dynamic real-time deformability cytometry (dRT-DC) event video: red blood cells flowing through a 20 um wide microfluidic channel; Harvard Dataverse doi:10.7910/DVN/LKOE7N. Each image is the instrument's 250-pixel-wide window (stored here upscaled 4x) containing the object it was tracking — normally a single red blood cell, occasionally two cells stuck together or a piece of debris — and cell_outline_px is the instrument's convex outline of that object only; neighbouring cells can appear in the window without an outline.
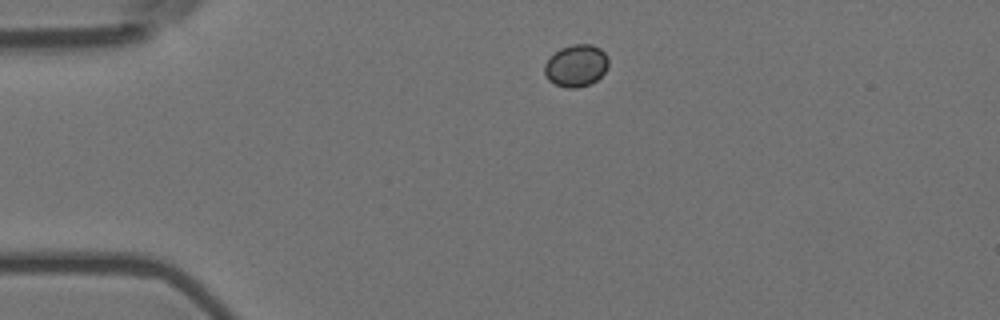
{"species": "Egyptian fruit bat (a non-hibernating species)", "species_latin": "Rousettus aegyptiacus", "temperature_condition": "room temperature", "stored_images_in_passage": 4, "camera_frame_rate_fps": 3000, "um_per_image_px": 0.085, "animal": {"sex": "female"}, "frame": {"image": 1, "passage_image": 1, "time_ms": 0.0, "image_size_px": [1000, 320], "cell_outline_px": [[608, 68], [596, 80], [588, 84], [576, 88], [564, 88], [548, 80], [544, 72], [544, 64], [560, 48], [572, 44], [592, 44], [600, 48], [608, 56]], "centroid_in_image_um": [48.98, 5.57], "position_along_channel_um": 36.0, "area_um2": 15.66}}
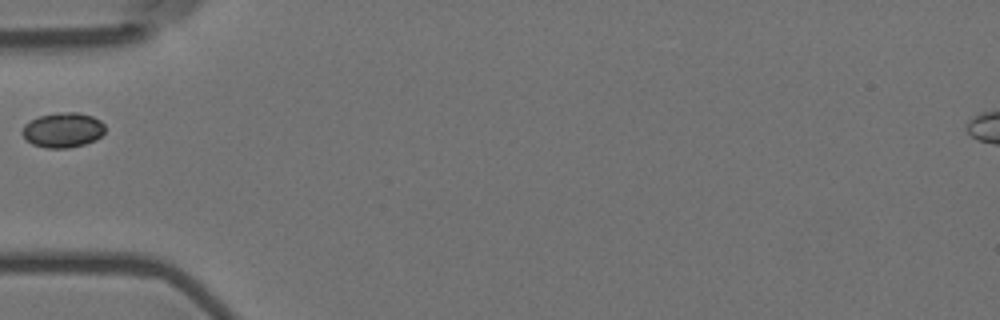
{"frame": {"image": 2, "passage_image": 3, "time_ms": 0.667, "image_size_px": [1000, 320], "cell_outline_px": [[104, 132], [96, 140], [84, 144], [68, 148], [44, 148], [32, 144], [20, 132], [24, 124], [40, 116], [56, 112], [76, 112], [92, 116], [100, 120], [104, 124]], "centroid_in_image_um": [5.34, 11.05], "position_along_channel_um": 79.7, "area_um2": 16.88}}
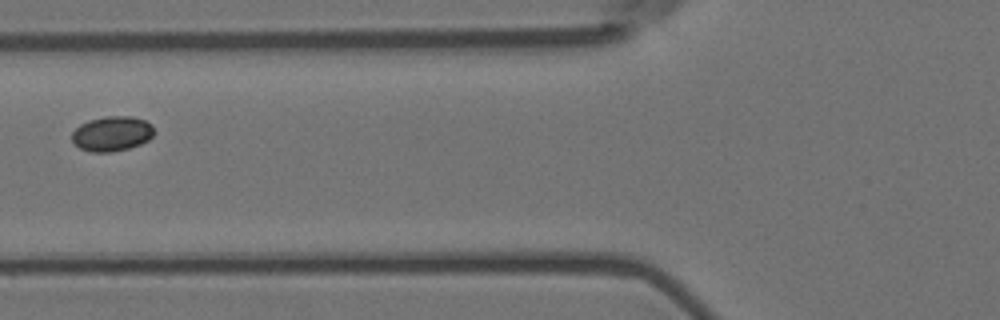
{"frame": {"image": 3, "passage_image": 4, "time_ms": 1.0, "image_size_px": [1000, 320], "cell_outline_px": [[156, 132], [148, 140], [140, 144], [128, 148], [112, 152], [92, 152], [80, 148], [72, 140], [72, 132], [80, 124], [88, 120], [104, 116], [132, 116], [144, 120], [152, 124]], "centroid_in_image_um": [9.53, 11.35], "position_along_channel_um": 116.3, "area_um2": 16.82}}